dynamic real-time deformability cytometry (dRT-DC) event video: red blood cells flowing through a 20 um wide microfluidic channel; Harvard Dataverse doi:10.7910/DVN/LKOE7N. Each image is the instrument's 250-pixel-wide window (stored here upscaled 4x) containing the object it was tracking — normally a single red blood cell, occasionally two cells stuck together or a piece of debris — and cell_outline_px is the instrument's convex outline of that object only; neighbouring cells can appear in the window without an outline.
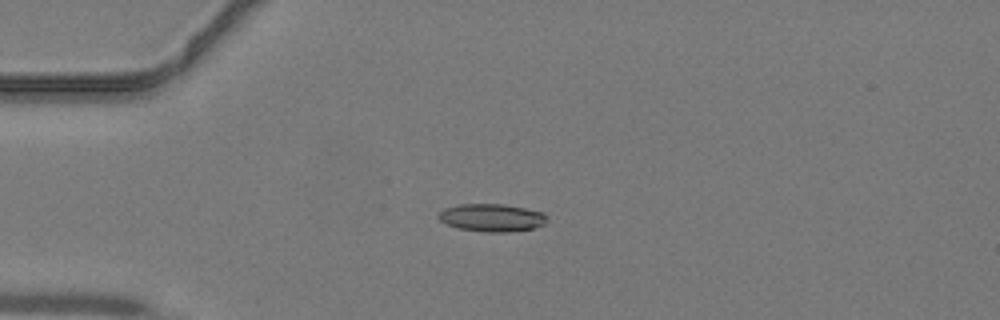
{"species": "common noctule bat (a hibernating species)", "species_latin": "Nyctalus noctula", "temperature_condition": "warm", "stored_images_in_passage": 43, "camera_frame_rate_fps": 3000, "um_per_image_px": 0.085, "animal": {"sex": "male", "body_mass_g": 19.2, "forearm_length_mm": 51.8}, "frame": {"image": 1, "passage_image": 11, "time_ms": 3.333, "image_size_px": [1000, 320], "cell_outline_px": [[548, 220], [544, 224], [532, 228], [508, 232], [484, 232], [456, 228], [440, 220], [436, 216], [444, 208], [460, 204], [504, 204], [544, 212], [548, 216]], "centroid_in_image_um": [41.81, 18.5], "position_along_channel_um": 43.2, "area_um2": 17.63}}
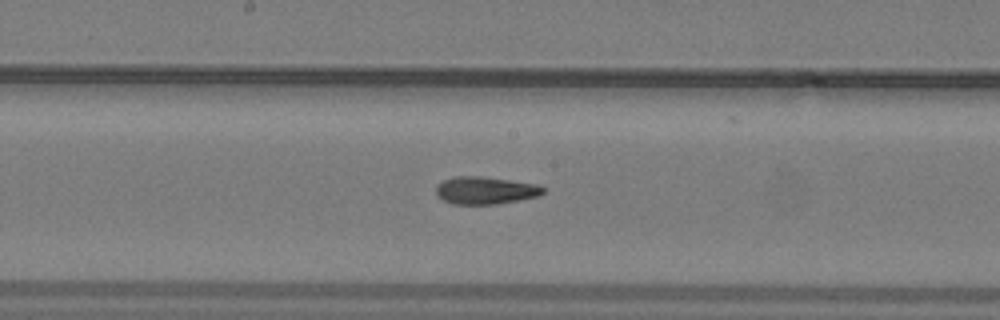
{"frame": {"image": 2, "passage_image": 23, "time_ms": 7.333, "image_size_px": [1000, 320], "cell_outline_px": [[544, 192], [540, 196], [520, 200], [496, 204], [452, 204], [444, 200], [436, 192], [436, 184], [444, 180], [456, 176], [480, 176], [540, 184], [544, 188]], "centroid_in_image_um": [41.29, 16.18], "position_along_channel_um": 206.9, "area_um2": 17.22}}
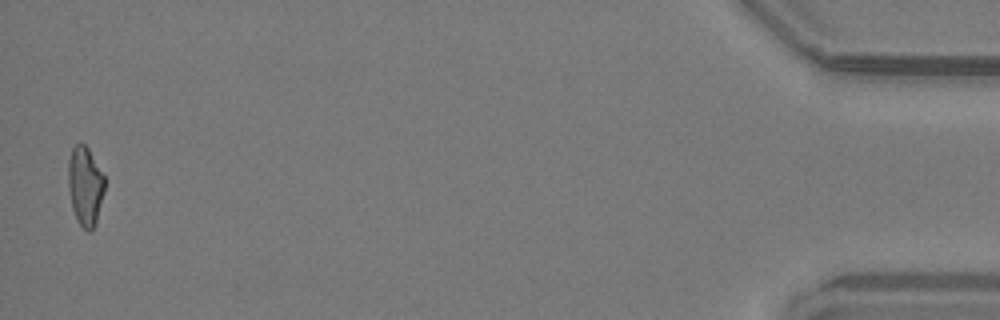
{"frame": {"image": 3, "passage_image": 43, "time_ms": 14.0, "image_size_px": [1000, 320], "cell_outline_px": [[104, 192], [96, 224], [92, 232], [88, 232], [80, 224], [72, 208], [68, 184], [68, 160], [72, 148], [76, 144], [84, 144], [88, 148], [104, 176]], "centroid_in_image_um": [7.24, 15.83], "position_along_channel_um": 428.0, "area_um2": 16.7}}